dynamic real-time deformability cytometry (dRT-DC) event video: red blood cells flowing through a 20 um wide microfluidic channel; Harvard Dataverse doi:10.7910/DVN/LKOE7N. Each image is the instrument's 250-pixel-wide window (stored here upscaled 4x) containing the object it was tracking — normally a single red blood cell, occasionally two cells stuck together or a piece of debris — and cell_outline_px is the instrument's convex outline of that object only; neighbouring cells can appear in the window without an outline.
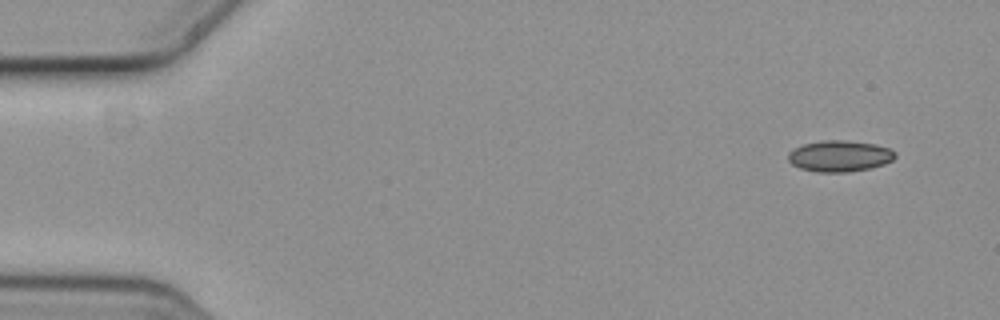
{"species": "common noctule bat (a hibernating species)", "species_latin": "Nyctalus noctula", "temperature_condition": "cold", "stored_images_in_passage": 9, "camera_frame_rate_fps": 3000, "um_per_image_px": 0.085, "animal": {"sex": "female", "body_mass_g": 19.3, "forearm_length_mm": 54.1}, "frame": {"image": 1, "passage_image": 1, "time_ms": 0.0, "image_size_px": [1000, 320], "cell_outline_px": [[896, 156], [892, 160], [884, 164], [868, 168], [848, 172], [816, 172], [800, 168], [792, 164], [788, 160], [788, 152], [804, 144], [820, 140], [844, 140], [876, 144], [888, 148], [896, 152]], "centroid_in_image_um": [71.36, 13.26], "position_along_channel_um": 13.6, "area_um2": 19.42}}
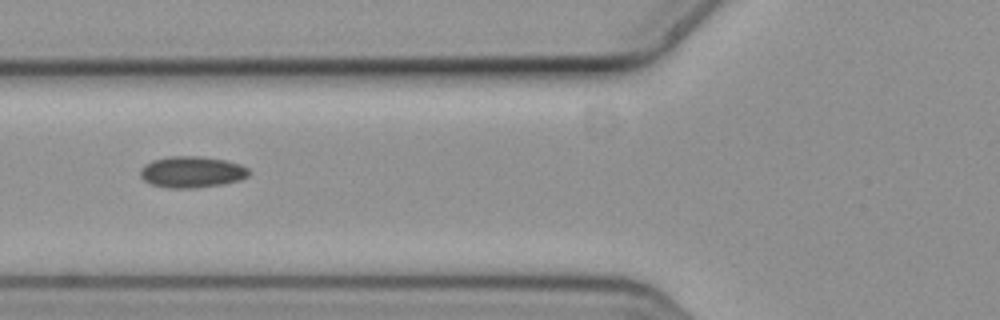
{"frame": {"image": 2, "passage_image": 6, "time_ms": 1.667, "image_size_px": [1000, 320], "cell_outline_px": [[248, 176], [240, 180], [224, 184], [196, 188], [168, 188], [152, 184], [144, 180], [140, 176], [140, 168], [144, 164], [152, 160], [168, 156], [200, 156], [228, 160], [240, 164], [248, 168]], "centroid_in_image_um": [16.3, 14.61], "position_along_channel_um": 109.5, "area_um2": 20.06}}
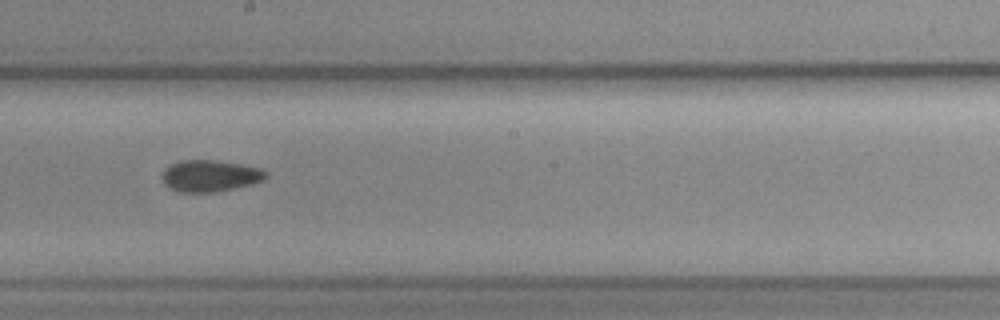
{"frame": {"image": 3, "passage_image": 9, "time_ms": 2.667, "image_size_px": [1000, 320], "cell_outline_px": [[268, 176], [264, 180], [252, 184], [212, 192], [180, 192], [172, 188], [160, 176], [172, 164], [180, 160], [212, 160], [240, 164], [260, 168], [268, 172]], "centroid_in_image_um": [17.91, 14.94], "position_along_channel_um": 230.3, "area_um2": 18.73}}